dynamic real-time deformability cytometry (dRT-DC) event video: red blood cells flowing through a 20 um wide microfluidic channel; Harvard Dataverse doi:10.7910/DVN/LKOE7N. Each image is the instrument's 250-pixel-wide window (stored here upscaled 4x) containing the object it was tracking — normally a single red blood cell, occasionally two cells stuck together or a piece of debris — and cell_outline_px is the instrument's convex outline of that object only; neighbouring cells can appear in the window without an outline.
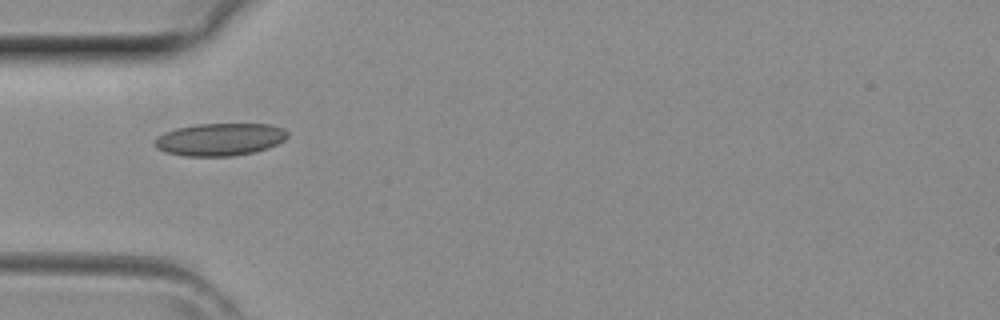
{"species": "common noctule bat (a hibernating species)", "species_latin": "Nyctalus noctula", "temperature_condition": "room temperature", "stored_images_in_passage": 29, "camera_frame_rate_fps": 3000, "um_per_image_px": 0.085, "animal": {"sex": "female", "body_mass_g": 29.2, "forearm_length_mm": 56.3}, "frame": {"image": 1, "passage_image": 1, "time_ms": 0.0, "image_size_px": [1000, 320], "cell_outline_px": [[288, 136], [284, 140], [268, 148], [256, 152], [232, 156], [184, 156], [164, 152], [156, 148], [156, 136], [164, 132], [176, 128], [196, 124], [268, 124], [284, 128], [288, 132]], "centroid_in_image_um": [18.69, 11.85], "position_along_channel_um": 66.3, "area_um2": 25.32}}
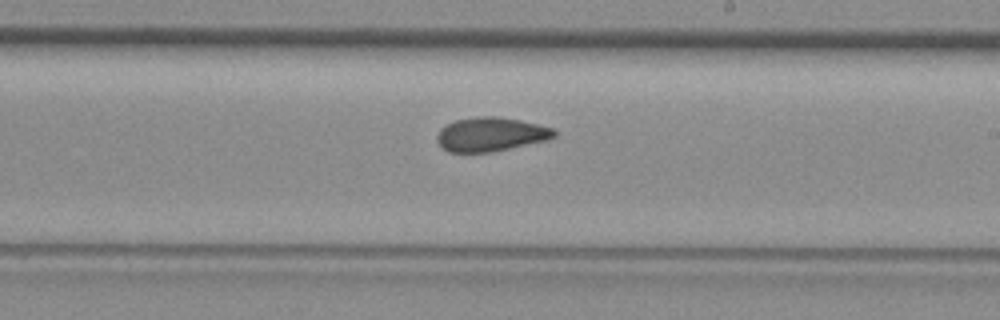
{"frame": {"image": 2, "passage_image": 12, "time_ms": 3.667, "image_size_px": [1000, 320], "cell_outline_px": [[556, 136], [548, 140], [492, 152], [448, 152], [436, 140], [436, 136], [440, 128], [456, 120], [476, 116], [496, 116], [520, 120], [552, 128], [556, 132]], "centroid_in_image_um": [41.71, 11.42], "position_along_channel_um": 247.3, "area_um2": 23.18}}
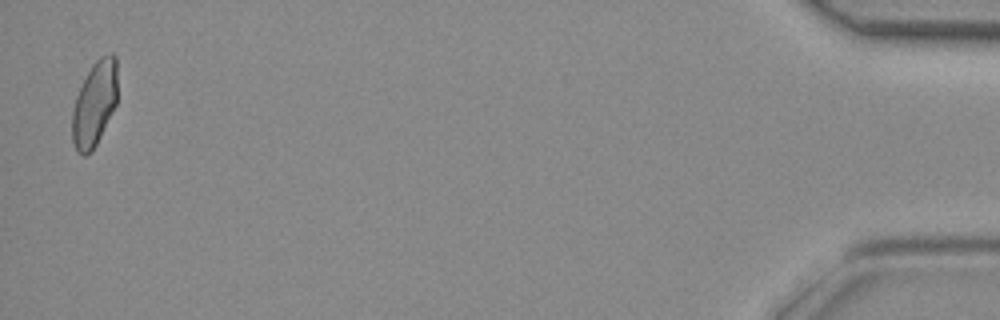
{"frame": {"image": 3, "passage_image": 29, "time_ms": 9.333, "image_size_px": [1000, 320], "cell_outline_px": [[116, 104], [96, 144], [84, 156], [76, 152], [72, 140], [72, 112], [76, 96], [92, 64], [100, 56], [108, 52], [112, 52], [116, 56]], "centroid_in_image_um": [8.02, 8.79], "position_along_channel_um": 427.2, "area_um2": 22.14}}